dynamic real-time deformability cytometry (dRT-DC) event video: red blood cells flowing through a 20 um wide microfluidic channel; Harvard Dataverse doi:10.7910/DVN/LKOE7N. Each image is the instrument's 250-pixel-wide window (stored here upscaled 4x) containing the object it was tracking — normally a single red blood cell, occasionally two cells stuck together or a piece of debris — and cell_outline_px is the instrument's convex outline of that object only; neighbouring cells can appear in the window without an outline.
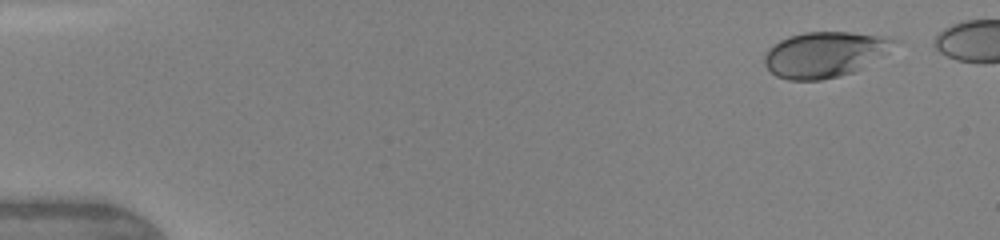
{"species": "human", "species_latin": "Homo sapiens", "temperature_condition": "warm", "stored_images_in_passage": 6, "camera_frame_rate_fps": 3000, "um_per_image_px": 0.085, "donor": {"sex": "female"}, "frame": {"image": 1, "passage_image": 1, "time_ms": 0.0, "image_size_px": [1000, 240], "cell_outline_px": [[900, 40], [888, 52], [852, 72], [840, 76], [820, 80], [788, 80], [776, 76], [764, 64], [764, 52], [768, 48], [780, 40], [788, 36], [804, 32], [852, 32], [892, 36]], "centroid_in_image_um": [70.11, 4.6], "position_along_channel_um": 14.9, "area_um2": 34.62}}